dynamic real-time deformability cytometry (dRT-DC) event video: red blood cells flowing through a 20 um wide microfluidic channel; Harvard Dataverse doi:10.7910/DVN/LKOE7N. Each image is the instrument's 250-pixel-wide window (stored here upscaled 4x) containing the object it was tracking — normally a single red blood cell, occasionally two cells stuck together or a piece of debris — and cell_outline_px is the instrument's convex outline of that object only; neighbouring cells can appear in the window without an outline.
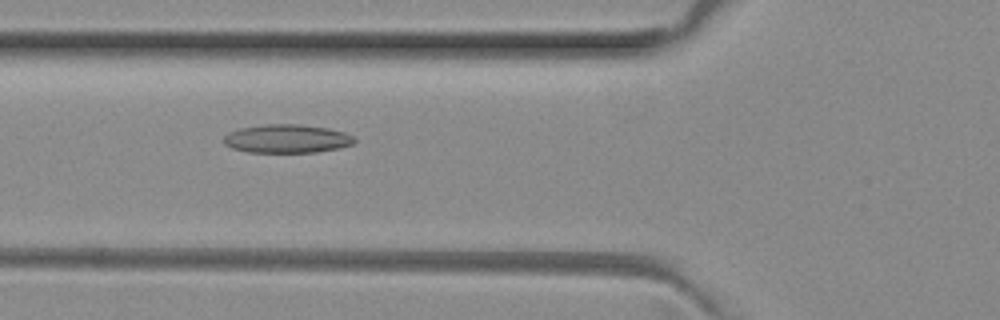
{"species": "common noctule bat (a hibernating species)", "species_latin": "Nyctalus noctula", "temperature_condition": "room temperature", "stored_images_in_passage": 5, "camera_frame_rate_fps": 3000, "um_per_image_px": 0.085, "animal": {"sex": "female", "body_mass_g": 29.2, "forearm_length_mm": 56.3}, "frame": {"image": 1, "passage_image": 3, "time_ms": 0.667, "image_size_px": [1000, 320], "cell_outline_px": [[356, 140], [352, 144], [340, 148], [316, 152], [248, 152], [232, 148], [224, 144], [224, 136], [228, 132], [240, 128], [268, 124], [300, 124], [328, 128], [344, 132], [352, 136]], "centroid_in_image_um": [24.38, 11.79], "position_along_channel_um": 101.4, "area_um2": 21.68}}
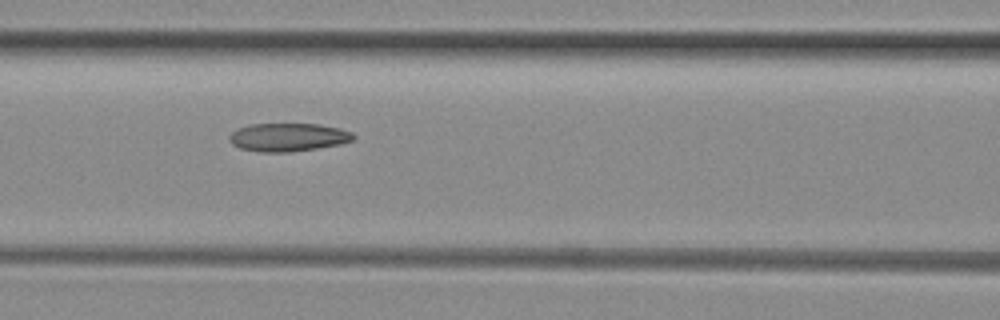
{"frame": {"image": 2, "passage_image": 4, "time_ms": 1.0, "image_size_px": [1000, 320], "cell_outline_px": [[356, 136], [352, 140], [340, 144], [316, 148], [288, 152], [260, 152], [240, 148], [232, 144], [228, 136], [232, 132], [248, 124], [320, 124], [340, 128], [352, 132]], "centroid_in_image_um": [24.49, 11.66], "position_along_channel_um": 142.1, "area_um2": 20.35}}
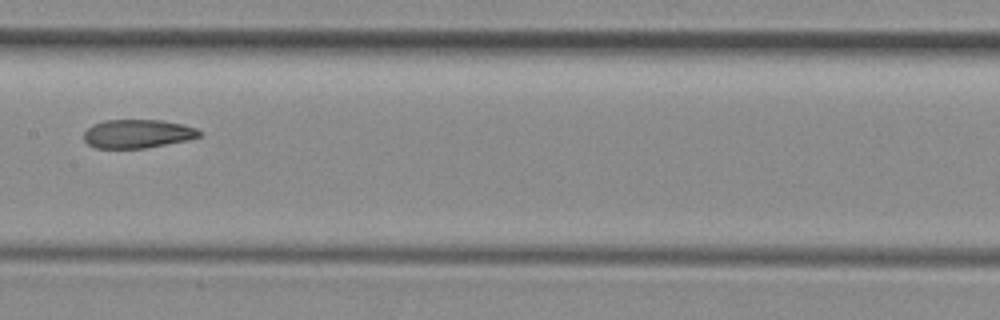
{"frame": {"image": 3, "passage_image": 5, "time_ms": 1.333, "image_size_px": [1000, 320], "cell_outline_px": [[200, 136], [188, 140], [144, 148], [96, 148], [88, 144], [84, 140], [84, 132], [92, 124], [104, 120], [160, 120], [184, 124], [196, 128], [200, 132]], "centroid_in_image_um": [11.67, 11.36], "position_along_channel_um": 195.7, "area_um2": 19.25}}